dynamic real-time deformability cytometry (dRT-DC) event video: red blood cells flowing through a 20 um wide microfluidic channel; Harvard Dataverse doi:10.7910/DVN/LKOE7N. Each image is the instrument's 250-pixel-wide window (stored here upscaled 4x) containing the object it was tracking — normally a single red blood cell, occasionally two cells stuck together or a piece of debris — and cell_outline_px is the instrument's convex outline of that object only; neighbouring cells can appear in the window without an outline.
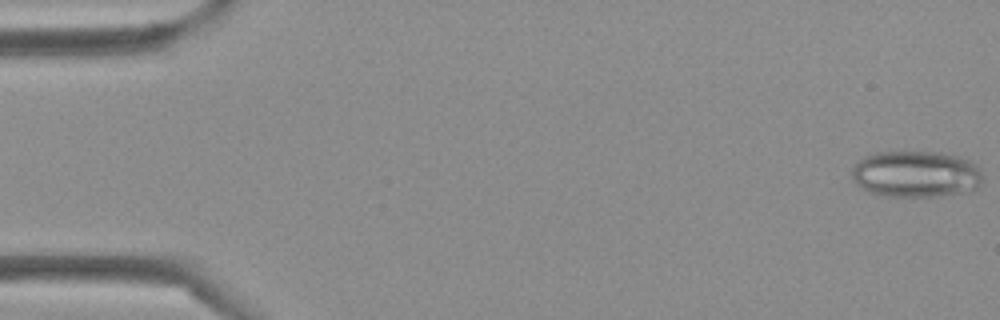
{"species": "Egyptian fruit bat (a non-hibernating species)", "species_latin": "Rousettus aegyptiacus", "temperature_condition": "cold", "stored_images_in_passage": 44, "camera_frame_rate_fps": 3000, "um_per_image_px": 0.085, "frame": {"image": 1, "passage_image": 1, "time_ms": 0.0, "image_size_px": [1000, 320], "cell_outline_px": [[984, 180], [972, 192], [936, 196], [880, 196], [868, 192], [856, 184], [852, 180], [852, 164], [856, 160], [864, 156], [876, 152], [944, 152], [960, 156], [976, 164], [980, 168]], "centroid_in_image_um": [77.85, 14.8], "position_along_channel_um": 7.1, "area_um2": 36.3}}
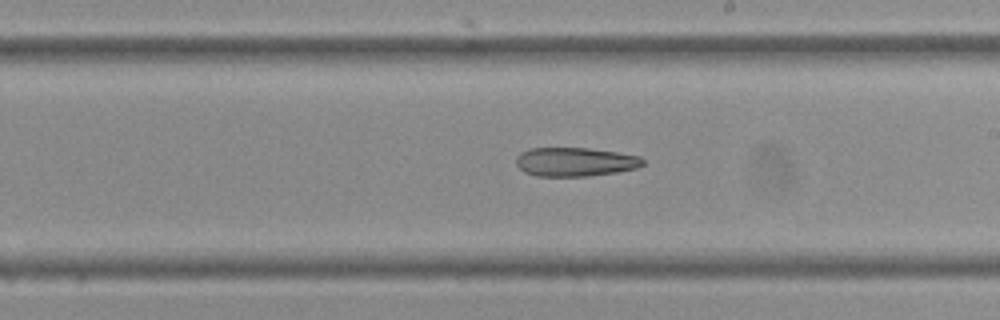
{"frame": {"image": 2, "passage_image": 25, "time_ms": 8.0, "image_size_px": [1000, 320], "cell_outline_px": [[644, 164], [636, 168], [616, 172], [588, 176], [536, 176], [524, 172], [516, 164], [516, 156], [520, 152], [528, 148], [588, 148], [616, 152], [640, 156], [644, 160]], "centroid_in_image_um": [48.85, 13.75], "position_along_channel_um": 240.1, "area_um2": 21.39}}
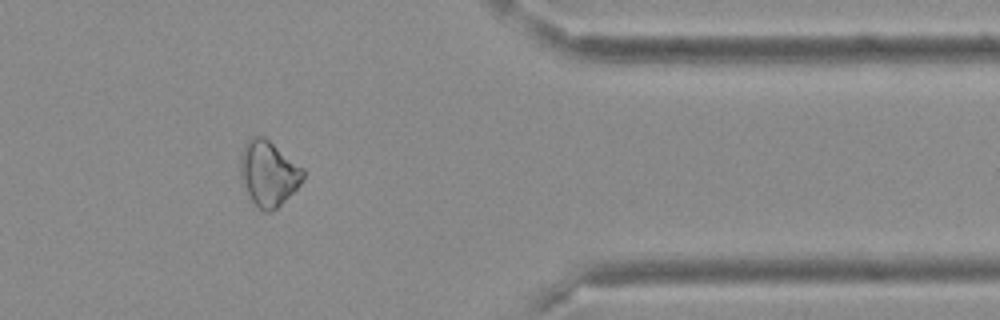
{"frame": {"image": 3, "passage_image": 36, "time_ms": 11.667, "image_size_px": [1000, 320], "cell_outline_px": [[304, 176], [300, 184], [272, 212], [264, 212], [252, 200], [240, 180], [240, 156], [244, 144], [252, 136], [264, 136], [304, 168]], "centroid_in_image_um": [22.8, 14.71], "position_along_channel_um": 388.6, "area_um2": 23.7}}